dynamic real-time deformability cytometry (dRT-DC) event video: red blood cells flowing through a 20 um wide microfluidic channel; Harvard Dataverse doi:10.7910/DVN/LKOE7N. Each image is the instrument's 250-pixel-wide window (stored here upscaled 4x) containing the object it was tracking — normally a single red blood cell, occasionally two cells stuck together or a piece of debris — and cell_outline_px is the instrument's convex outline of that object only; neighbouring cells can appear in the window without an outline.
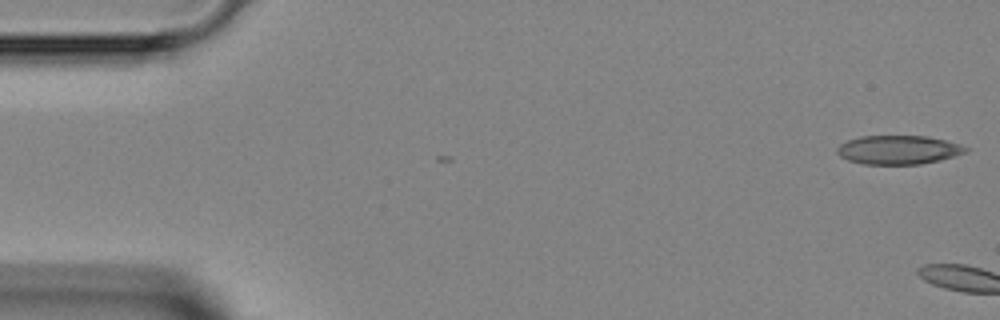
{"species": "Egyptian fruit bat (a non-hibernating species)", "species_latin": "Rousettus aegyptiacus", "temperature_condition": "room temperature", "stored_images_in_passage": 3, "camera_frame_rate_fps": 3000, "um_per_image_px": 0.085, "animal": {"sex": "female"}, "frame": {"image": 1, "passage_image": 1, "time_ms": 0.0, "image_size_px": [1000, 320], "cell_outline_px": [[968, 152], [940, 160], [920, 164], [864, 164], [848, 160], [840, 156], [836, 152], [836, 148], [840, 144], [848, 140], [860, 136], [928, 136], [944, 140], [968, 148]], "centroid_in_image_um": [76.33, 12.74], "position_along_channel_um": 8.7, "area_um2": 21.5}}